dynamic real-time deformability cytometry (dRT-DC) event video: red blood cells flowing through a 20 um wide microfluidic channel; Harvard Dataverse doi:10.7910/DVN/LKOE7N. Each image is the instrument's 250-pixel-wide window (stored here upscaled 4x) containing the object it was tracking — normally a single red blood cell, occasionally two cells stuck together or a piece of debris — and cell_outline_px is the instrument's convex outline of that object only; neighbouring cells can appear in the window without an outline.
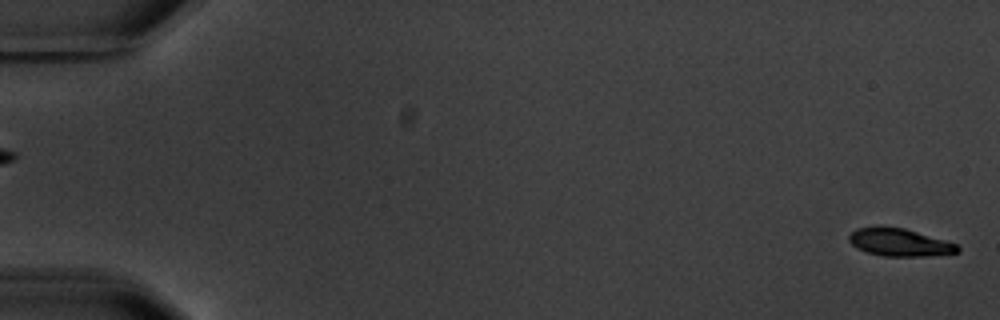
{"species": "common noctule bat (a hibernating species)", "species_latin": "Nyctalus noctula", "temperature_condition": "warm", "stored_images_in_passage": 6, "segment_of_instrument_passage": [2, 2], "camera_frame_rate_fps": 3000, "um_per_image_px": 0.085, "animal": {"sex": "male", "body_mass_g": 20.1, "forearm_length_mm": 53.5}, "frame": {"image": 1, "passage_image": 6, "time_ms": 7.0, "image_size_px": [1000, 320], "cell_outline_px": [[960, 252], [924, 256], [884, 256], [868, 252], [856, 248], [848, 240], [848, 236], [856, 228], [880, 224], [884, 224], [904, 228], [944, 240], [956, 244], [960, 248]], "centroid_in_image_um": [76.39, 20.56], "position_along_channel_um": 8.6, "area_um2": 17.74}}